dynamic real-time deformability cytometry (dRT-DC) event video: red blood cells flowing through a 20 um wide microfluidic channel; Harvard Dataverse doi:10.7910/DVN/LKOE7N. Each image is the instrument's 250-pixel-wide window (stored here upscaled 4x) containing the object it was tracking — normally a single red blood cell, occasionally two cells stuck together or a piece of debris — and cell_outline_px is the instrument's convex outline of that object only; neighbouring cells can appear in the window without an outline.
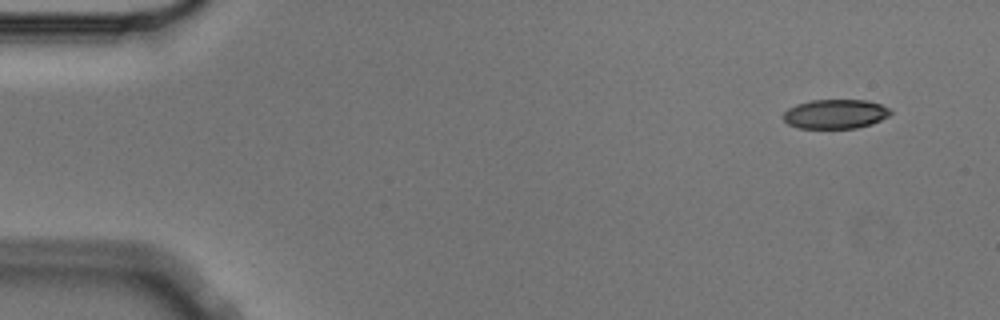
{"species": "Egyptian fruit bat (a non-hibernating species)", "species_latin": "Rousettus aegyptiacus", "temperature_condition": "cold", "stored_images_in_passage": 9, "camera_frame_rate_fps": 3000, "um_per_image_px": 0.085, "animal": {"sex": "male"}, "frame": {"image": 1, "passage_image": 1, "time_ms": 0.0, "image_size_px": [1000, 320], "cell_outline_px": [[892, 112], [888, 116], [872, 124], [856, 128], [796, 128], [788, 124], [784, 120], [784, 112], [788, 108], [796, 104], [812, 100], [868, 100], [880, 104], [888, 108]], "centroid_in_image_um": [70.99, 9.69], "position_along_channel_um": 14.0, "area_um2": 18.32}}
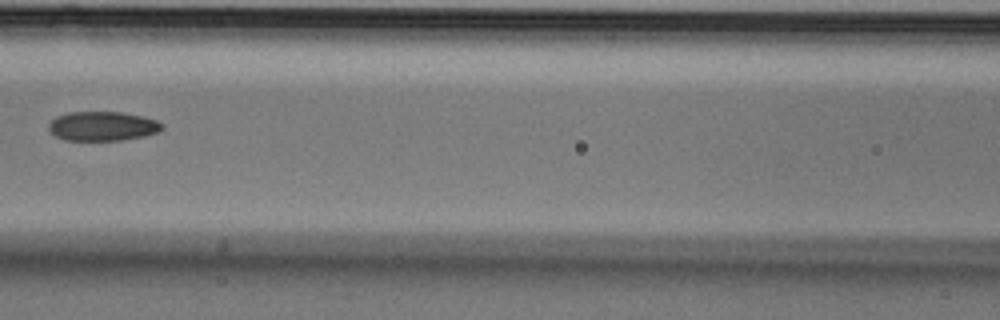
{"frame": {"image": 2, "passage_image": 6, "time_ms": 1.667, "image_size_px": [1000, 320], "cell_outline_px": [[164, 128], [160, 132], [144, 136], [124, 140], [64, 140], [56, 136], [48, 128], [48, 124], [56, 116], [68, 112], [120, 112], [140, 116], [156, 120], [164, 124]], "centroid_in_image_um": [8.74, 10.72], "position_along_channel_um": 157.9, "area_um2": 19.42}}
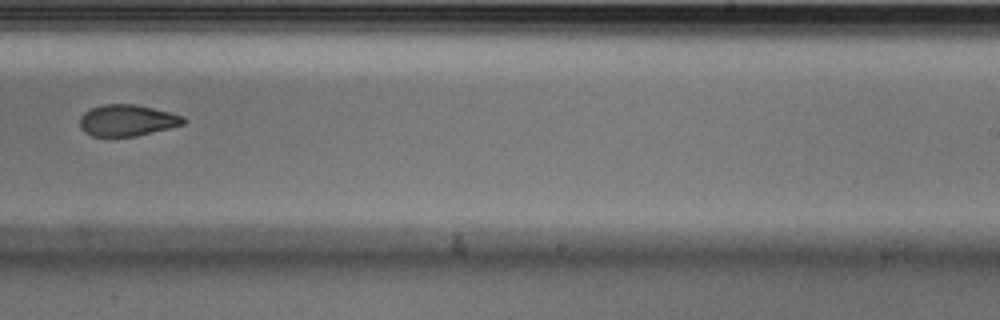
{"frame": {"image": 3, "passage_image": 9, "time_ms": 2.667, "image_size_px": [1000, 320], "cell_outline_px": [[188, 120], [184, 124], [136, 136], [92, 136], [84, 132], [80, 128], [80, 116], [84, 112], [92, 108], [104, 104], [136, 104], [184, 116]], "centroid_in_image_um": [10.8, 10.23], "position_along_channel_um": 278.2, "area_um2": 18.9}}